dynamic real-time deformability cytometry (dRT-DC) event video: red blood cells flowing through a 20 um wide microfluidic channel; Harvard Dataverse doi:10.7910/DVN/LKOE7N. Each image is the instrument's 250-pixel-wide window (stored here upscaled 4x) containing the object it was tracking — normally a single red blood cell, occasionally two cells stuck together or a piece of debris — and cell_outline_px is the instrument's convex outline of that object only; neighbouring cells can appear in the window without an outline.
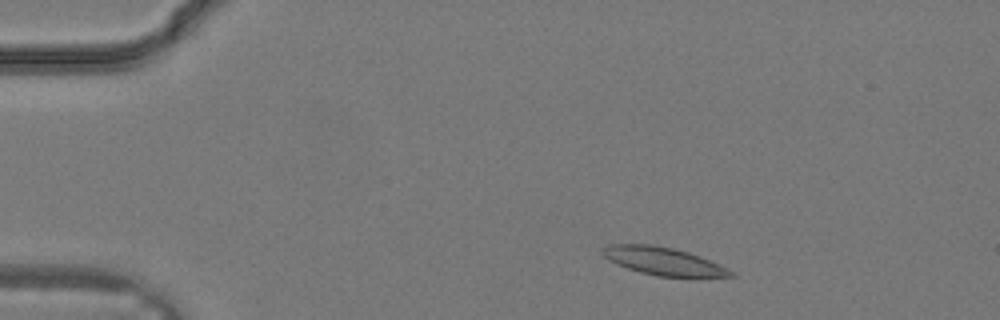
{"species": "common noctule bat (a hibernating species)", "species_latin": "Nyctalus noctula", "temperature_condition": "warm", "stored_images_in_passage": 29, "camera_frame_rate_fps": 3000, "um_per_image_px": 0.085, "animal": {"sex": "male", "body_mass_g": 19.2, "forearm_length_mm": 51.8}, "frame": {"image": 1, "passage_image": 1, "time_ms": 0.0, "image_size_px": [1000, 320], "cell_outline_px": [[736, 276], [656, 276], [640, 272], [616, 264], [604, 256], [600, 252], [608, 244], [648, 244], [672, 248], [688, 252], [720, 264], [728, 268]], "centroid_in_image_um": [56.34, 22.19], "position_along_channel_um": 28.7, "area_um2": 20.4}}
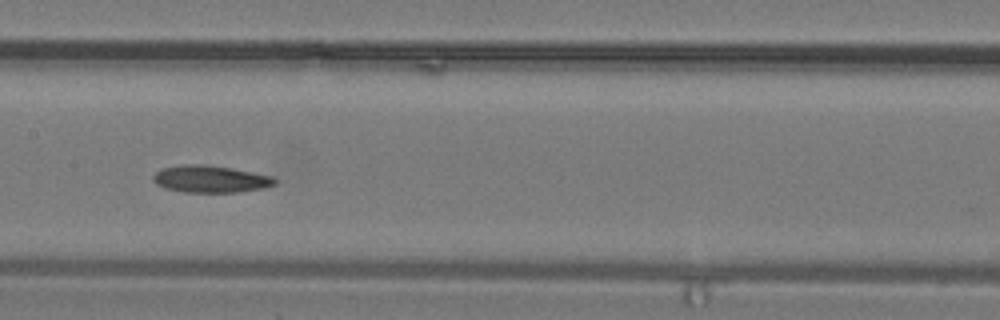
{"frame": {"image": 2, "passage_image": 12, "time_ms": 3.667, "image_size_px": [1000, 320], "cell_outline_px": [[276, 184], [264, 188], [236, 192], [184, 192], [164, 188], [156, 184], [152, 180], [152, 176], [160, 168], [180, 164], [204, 164], [232, 168], [276, 176]], "centroid_in_image_um": [17.88, 15.2], "position_along_channel_um": 189.5, "area_um2": 19.54}}
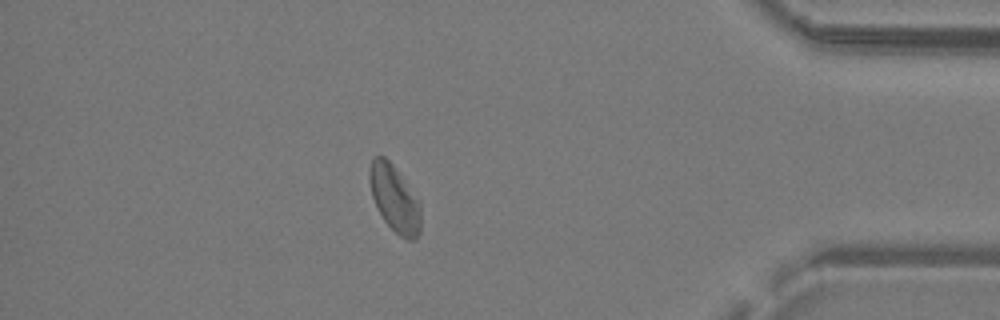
{"frame": {"image": 3, "passage_image": 24, "time_ms": 7.667, "image_size_px": [1000, 320], "cell_outline_px": [[420, 232], [416, 240], [408, 240], [400, 236], [384, 220], [372, 196], [368, 176], [368, 168], [372, 156], [384, 156], [392, 164], [420, 204]], "centroid_in_image_um": [33.51, 16.87], "position_along_channel_um": 401.7, "area_um2": 19.54}}